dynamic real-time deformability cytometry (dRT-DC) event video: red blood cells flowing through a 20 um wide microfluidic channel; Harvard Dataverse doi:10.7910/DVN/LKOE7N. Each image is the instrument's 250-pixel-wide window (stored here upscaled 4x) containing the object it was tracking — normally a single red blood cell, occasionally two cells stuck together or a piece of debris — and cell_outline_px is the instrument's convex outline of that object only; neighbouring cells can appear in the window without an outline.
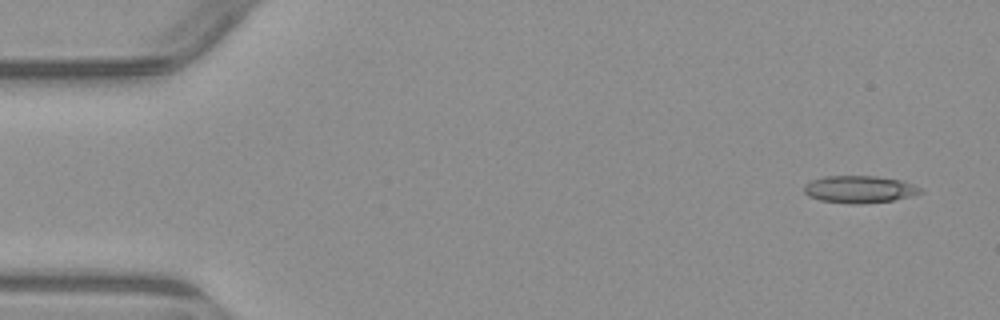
{"species": "common noctule bat (a hibernating species)", "species_latin": "Nyctalus noctula", "temperature_condition": "warm", "stored_images_in_passage": 4, "camera_frame_rate_fps": 3000, "um_per_image_px": 0.085, "animal": {"sex": "male", "body_mass_g": 23.1, "forearm_length_mm": 52.7}, "frame": {"image": 1, "passage_image": 1, "time_ms": 0.0, "image_size_px": [1000, 320], "cell_outline_px": [[924, 192], [912, 196], [892, 200], [860, 204], [856, 204], [820, 200], [808, 196], [804, 192], [804, 184], [812, 180], [824, 176], [876, 176], [904, 180], [920, 188]], "centroid_in_image_um": [73.06, 16.08], "position_along_channel_um": 11.9, "area_um2": 18.5}}